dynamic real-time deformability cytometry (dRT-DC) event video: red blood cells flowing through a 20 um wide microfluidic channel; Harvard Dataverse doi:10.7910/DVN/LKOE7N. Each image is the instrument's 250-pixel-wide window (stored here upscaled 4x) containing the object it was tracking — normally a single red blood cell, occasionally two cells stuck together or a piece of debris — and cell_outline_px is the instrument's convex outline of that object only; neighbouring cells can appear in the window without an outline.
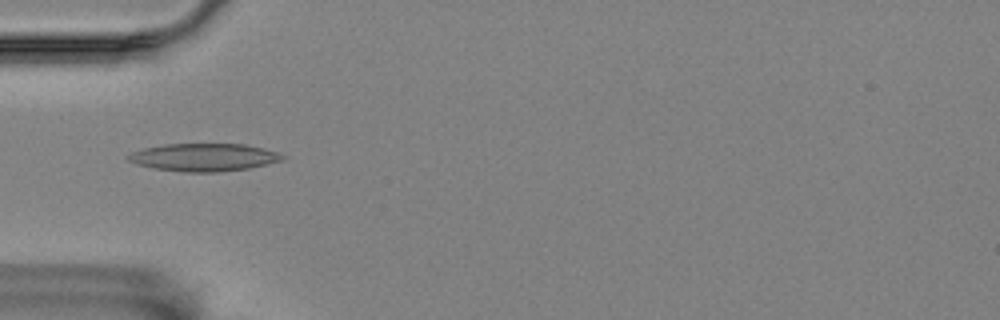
{"species": "Egyptian fruit bat (a non-hibernating species)", "species_latin": "Rousettus aegyptiacus", "temperature_condition": "room temperature", "stored_images_in_passage": 7, "camera_frame_rate_fps": 3000, "um_per_image_px": 0.085, "animal": {"sex": "female"}, "frame": {"image": 1, "passage_image": 4, "time_ms": 1.0, "image_size_px": [1000, 320], "cell_outline_px": [[288, 156], [284, 160], [268, 164], [248, 168], [216, 172], [184, 172], [152, 168], [136, 164], [128, 160], [124, 156], [132, 152], [144, 148], [164, 144], [244, 144], [264, 148]], "centroid_in_image_um": [17.33, 13.37], "position_along_channel_um": 67.7, "area_um2": 25.09}}
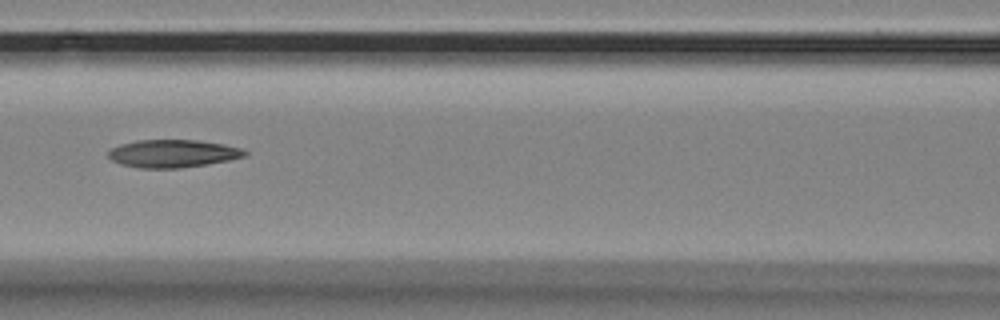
{"frame": {"image": 2, "passage_image": 6, "time_ms": 1.667, "image_size_px": [1000, 320], "cell_outline_px": [[248, 156], [208, 164], [180, 168], [140, 168], [120, 164], [112, 160], [108, 156], [108, 152], [112, 148], [120, 144], [136, 140], [196, 140], [224, 144], [240, 148], [248, 152]], "centroid_in_image_um": [14.7, 13.05], "position_along_channel_um": 151.9, "area_um2": 22.14}}
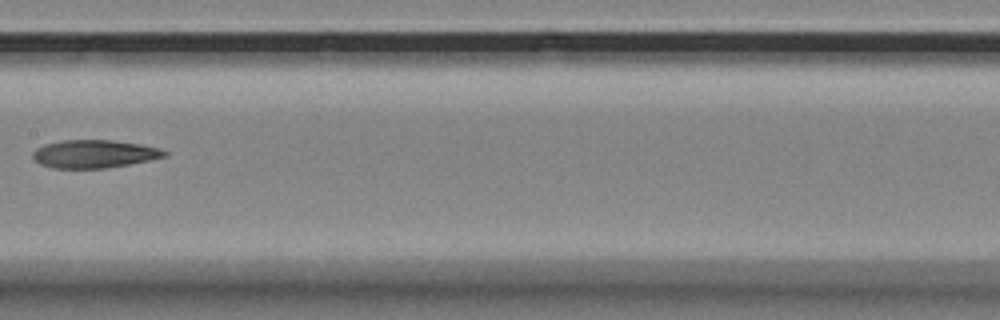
{"frame": {"image": 3, "passage_image": 7, "time_ms": 2.0, "image_size_px": [1000, 320], "cell_outline_px": [[168, 156], [108, 168], [52, 168], [40, 164], [32, 156], [32, 152], [36, 148], [44, 144], [64, 140], [112, 140], [140, 144], [160, 148], [168, 152]], "centroid_in_image_um": [8.01, 13.08], "position_along_channel_um": 199.4, "area_um2": 21.5}}